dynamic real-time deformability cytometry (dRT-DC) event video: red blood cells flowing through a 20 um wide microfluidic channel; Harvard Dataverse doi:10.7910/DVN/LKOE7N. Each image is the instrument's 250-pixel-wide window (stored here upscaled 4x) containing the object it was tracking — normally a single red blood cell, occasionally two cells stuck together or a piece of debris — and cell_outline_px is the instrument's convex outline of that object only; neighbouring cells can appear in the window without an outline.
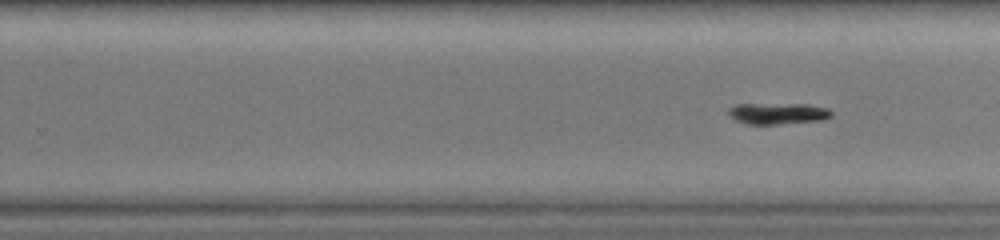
{"species": "common noctule bat (a hibernating species)", "species_latin": "Nyctalus noctula", "temperature_condition": "warm", "stored_images_in_passage": 19, "camera_frame_rate_fps": 3000, "um_per_image_px": 0.085, "animal": {"sex": "female", "body_mass_g": 19.0, "forearm_length_mm": 51.5}, "frame": {"image": 1, "passage_image": 19, "time_ms": 6.0, "image_size_px": [1000, 240], "cell_outline_px": [[832, 116], [824, 120], [780, 124], [748, 124], [736, 120], [728, 112], [728, 108], [736, 104], [808, 104], [828, 108], [832, 112]], "centroid_in_image_um": [66.16, 9.64], "position_along_channel_um": 263.6, "area_um2": 12.83}}